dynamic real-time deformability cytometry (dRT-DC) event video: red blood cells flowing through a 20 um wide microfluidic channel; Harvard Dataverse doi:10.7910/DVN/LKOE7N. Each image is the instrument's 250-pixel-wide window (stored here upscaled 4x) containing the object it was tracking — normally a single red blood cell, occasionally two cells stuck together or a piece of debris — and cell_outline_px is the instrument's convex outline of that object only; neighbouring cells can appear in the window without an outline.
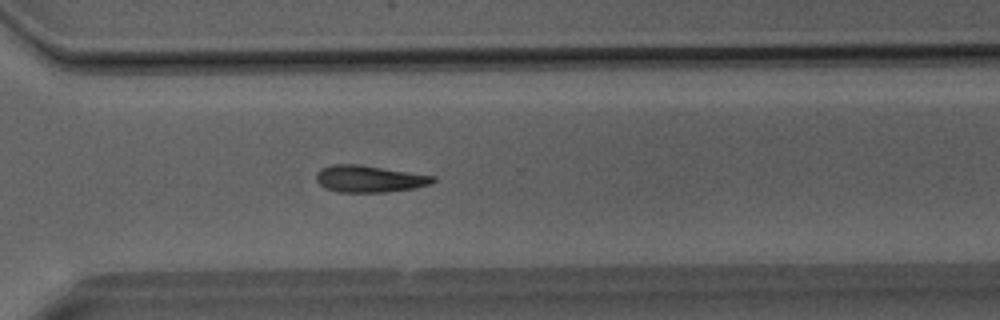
{"species": "Egyptian fruit bat (a non-hibernating species)", "species_latin": "Rousettus aegyptiacus", "temperature_condition": "room temperature", "stored_images_in_passage": 41, "camera_frame_rate_fps": 3000, "um_per_image_px": 0.085, "animal": {"sex": "male"}, "frame": {"image": 1, "passage_image": 29, "time_ms": 9.333, "image_size_px": [1000, 320], "cell_outline_px": [[436, 180], [428, 184], [412, 188], [384, 192], [340, 192], [324, 188], [316, 180], [316, 172], [320, 168], [332, 164], [360, 164], [436, 176]], "centroid_in_image_um": [31.34, 15.18], "position_along_channel_um": 339.3, "area_um2": 18.26}}
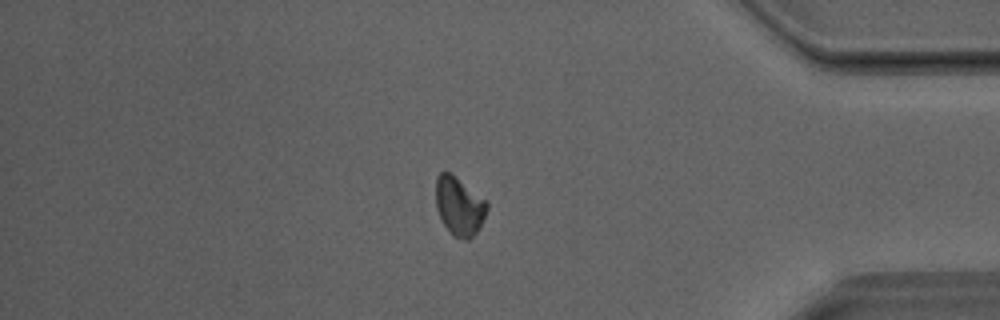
{"frame": {"image": 2, "passage_image": 34, "time_ms": 11.0, "image_size_px": [1000, 320], "cell_outline_px": [[488, 208], [480, 228], [468, 240], [464, 240], [452, 236], [444, 224], [436, 208], [436, 176], [440, 172], [448, 172], [488, 200]], "centroid_in_image_um": [39.05, 17.54], "position_along_channel_um": 396.1, "area_um2": 17.51}}